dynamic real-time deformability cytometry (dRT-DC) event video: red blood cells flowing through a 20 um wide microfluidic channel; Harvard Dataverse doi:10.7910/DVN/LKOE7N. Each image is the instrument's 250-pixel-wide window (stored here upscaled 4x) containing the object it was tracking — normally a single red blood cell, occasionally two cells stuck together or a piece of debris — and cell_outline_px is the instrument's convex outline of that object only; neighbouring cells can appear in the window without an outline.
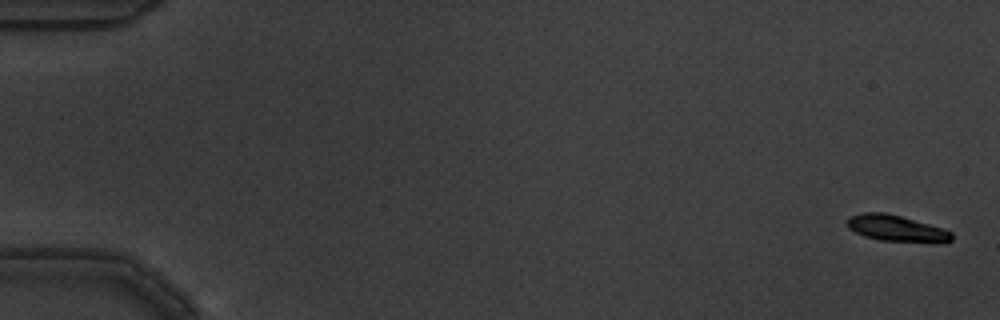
{"species": "common noctule bat (a hibernating species)", "species_latin": "Nyctalus noctula", "temperature_condition": "warm", "stored_images_in_passage": 15, "camera_frame_rate_fps": 3000, "um_per_image_px": 0.085, "animal": {"sex": "male", "body_mass_g": 19.5, "forearm_length_mm": 54.6}, "frame": {"image": 1, "passage_image": 1, "time_ms": 0.0, "image_size_px": [1000, 320], "cell_outline_px": [[952, 240], [880, 240], [864, 236], [848, 228], [848, 220], [852, 216], [864, 212], [884, 212], [900, 216], [928, 224], [952, 232]], "centroid_in_image_um": [76.08, 19.36], "position_along_channel_um": 8.9, "area_um2": 14.91}}
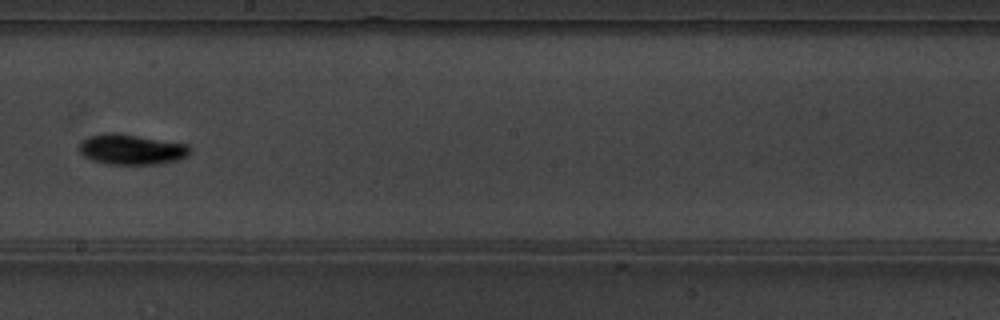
{"frame": {"image": 2, "passage_image": 9, "time_ms": 2.667, "image_size_px": [1000, 320], "cell_outline_px": [[192, 148], [188, 156], [176, 160], [160, 164], [108, 164], [92, 160], [84, 156], [80, 152], [80, 144], [84, 140], [92, 136], [108, 132], [116, 132], [188, 144]], "centroid_in_image_um": [11.22, 12.7], "position_along_channel_um": 237.0, "area_um2": 19.54}}
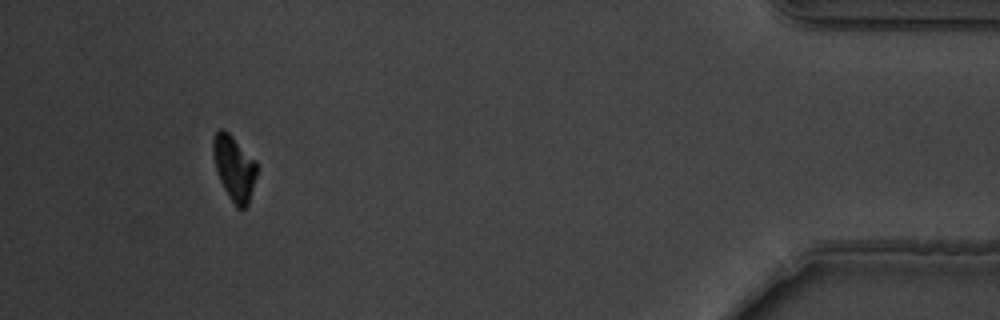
{"frame": {"image": 3, "passage_image": 14, "time_ms": 4.333, "image_size_px": [1000, 320], "cell_outline_px": [[256, 176], [248, 204], [244, 208], [236, 208], [224, 188], [220, 180], [212, 156], [212, 140], [216, 132], [220, 128], [228, 132], [256, 160]], "centroid_in_image_um": [19.89, 14.26], "position_along_channel_um": 415.3, "area_um2": 16.42}}